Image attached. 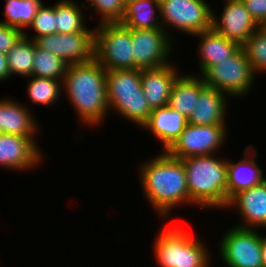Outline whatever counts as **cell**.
Returning <instances> with one entry per match:
<instances>
[{
  "label": "cell",
  "mask_w": 266,
  "mask_h": 267,
  "mask_svg": "<svg viewBox=\"0 0 266 267\" xmlns=\"http://www.w3.org/2000/svg\"><path fill=\"white\" fill-rule=\"evenodd\" d=\"M187 119L169 106L152 109L142 131L148 130L151 136L161 143L160 151H167L187 125Z\"/></svg>",
  "instance_id": "21"
},
{
  "label": "cell",
  "mask_w": 266,
  "mask_h": 267,
  "mask_svg": "<svg viewBox=\"0 0 266 267\" xmlns=\"http://www.w3.org/2000/svg\"><path fill=\"white\" fill-rule=\"evenodd\" d=\"M10 80L7 55L0 52V83Z\"/></svg>",
  "instance_id": "34"
},
{
  "label": "cell",
  "mask_w": 266,
  "mask_h": 267,
  "mask_svg": "<svg viewBox=\"0 0 266 267\" xmlns=\"http://www.w3.org/2000/svg\"><path fill=\"white\" fill-rule=\"evenodd\" d=\"M254 73L244 50L240 47L229 59L211 66L201 77L207 87L215 88L230 98H243L255 86Z\"/></svg>",
  "instance_id": "7"
},
{
  "label": "cell",
  "mask_w": 266,
  "mask_h": 267,
  "mask_svg": "<svg viewBox=\"0 0 266 267\" xmlns=\"http://www.w3.org/2000/svg\"><path fill=\"white\" fill-rule=\"evenodd\" d=\"M57 1L55 24L57 33L70 34L80 31H95V25L94 27L87 25V16L89 14L84 13L86 10L84 2L79 4V1L77 2L76 0Z\"/></svg>",
  "instance_id": "24"
},
{
  "label": "cell",
  "mask_w": 266,
  "mask_h": 267,
  "mask_svg": "<svg viewBox=\"0 0 266 267\" xmlns=\"http://www.w3.org/2000/svg\"><path fill=\"white\" fill-rule=\"evenodd\" d=\"M0 134H1V114H0Z\"/></svg>",
  "instance_id": "37"
},
{
  "label": "cell",
  "mask_w": 266,
  "mask_h": 267,
  "mask_svg": "<svg viewBox=\"0 0 266 267\" xmlns=\"http://www.w3.org/2000/svg\"><path fill=\"white\" fill-rule=\"evenodd\" d=\"M227 126L187 123L178 139L166 152L178 159L220 154V150L224 149L223 146L229 139L227 138L230 135Z\"/></svg>",
  "instance_id": "10"
},
{
  "label": "cell",
  "mask_w": 266,
  "mask_h": 267,
  "mask_svg": "<svg viewBox=\"0 0 266 267\" xmlns=\"http://www.w3.org/2000/svg\"><path fill=\"white\" fill-rule=\"evenodd\" d=\"M106 89L109 111H113L122 119L124 117L141 129L152 112L143 93L141 70L107 71Z\"/></svg>",
  "instance_id": "5"
},
{
  "label": "cell",
  "mask_w": 266,
  "mask_h": 267,
  "mask_svg": "<svg viewBox=\"0 0 266 267\" xmlns=\"http://www.w3.org/2000/svg\"><path fill=\"white\" fill-rule=\"evenodd\" d=\"M86 10L91 11L100 18L97 19L99 24L120 22L124 16L125 6L121 0H85ZM88 4V5H87Z\"/></svg>",
  "instance_id": "31"
},
{
  "label": "cell",
  "mask_w": 266,
  "mask_h": 267,
  "mask_svg": "<svg viewBox=\"0 0 266 267\" xmlns=\"http://www.w3.org/2000/svg\"><path fill=\"white\" fill-rule=\"evenodd\" d=\"M197 38L198 65L195 75L202 76L211 66L229 59L241 46L217 33L213 28L193 35Z\"/></svg>",
  "instance_id": "19"
},
{
  "label": "cell",
  "mask_w": 266,
  "mask_h": 267,
  "mask_svg": "<svg viewBox=\"0 0 266 267\" xmlns=\"http://www.w3.org/2000/svg\"><path fill=\"white\" fill-rule=\"evenodd\" d=\"M241 47L254 73H266V28L259 27Z\"/></svg>",
  "instance_id": "29"
},
{
  "label": "cell",
  "mask_w": 266,
  "mask_h": 267,
  "mask_svg": "<svg viewBox=\"0 0 266 267\" xmlns=\"http://www.w3.org/2000/svg\"><path fill=\"white\" fill-rule=\"evenodd\" d=\"M173 222V223H172ZM173 221L164 224L154 239L153 255L157 267H211L212 254L207 243L189 226ZM188 226V227H187ZM199 237V238H198Z\"/></svg>",
  "instance_id": "4"
},
{
  "label": "cell",
  "mask_w": 266,
  "mask_h": 267,
  "mask_svg": "<svg viewBox=\"0 0 266 267\" xmlns=\"http://www.w3.org/2000/svg\"><path fill=\"white\" fill-rule=\"evenodd\" d=\"M221 1L224 5L221 13L218 15L213 9L212 28L242 46L260 26L249 14L242 0Z\"/></svg>",
  "instance_id": "14"
},
{
  "label": "cell",
  "mask_w": 266,
  "mask_h": 267,
  "mask_svg": "<svg viewBox=\"0 0 266 267\" xmlns=\"http://www.w3.org/2000/svg\"><path fill=\"white\" fill-rule=\"evenodd\" d=\"M25 104L15 97L0 98L1 133L37 138L36 135L42 128L32 111L33 108Z\"/></svg>",
  "instance_id": "18"
},
{
  "label": "cell",
  "mask_w": 266,
  "mask_h": 267,
  "mask_svg": "<svg viewBox=\"0 0 266 267\" xmlns=\"http://www.w3.org/2000/svg\"><path fill=\"white\" fill-rule=\"evenodd\" d=\"M38 139L1 133L0 167L15 173L42 167L47 157Z\"/></svg>",
  "instance_id": "12"
},
{
  "label": "cell",
  "mask_w": 266,
  "mask_h": 267,
  "mask_svg": "<svg viewBox=\"0 0 266 267\" xmlns=\"http://www.w3.org/2000/svg\"><path fill=\"white\" fill-rule=\"evenodd\" d=\"M34 41L38 48L54 53L68 65L94 59L95 31L50 34Z\"/></svg>",
  "instance_id": "13"
},
{
  "label": "cell",
  "mask_w": 266,
  "mask_h": 267,
  "mask_svg": "<svg viewBox=\"0 0 266 267\" xmlns=\"http://www.w3.org/2000/svg\"><path fill=\"white\" fill-rule=\"evenodd\" d=\"M258 148L248 144L243 150V158L238 161L228 159L227 163V204L241 191L262 183L266 177L262 166L258 164Z\"/></svg>",
  "instance_id": "15"
},
{
  "label": "cell",
  "mask_w": 266,
  "mask_h": 267,
  "mask_svg": "<svg viewBox=\"0 0 266 267\" xmlns=\"http://www.w3.org/2000/svg\"><path fill=\"white\" fill-rule=\"evenodd\" d=\"M25 79L27 80V86L24 91H26L27 99L29 98L28 101L30 100L32 104L54 107L61 101L60 99L63 96L61 80L40 78L33 75Z\"/></svg>",
  "instance_id": "25"
},
{
  "label": "cell",
  "mask_w": 266,
  "mask_h": 267,
  "mask_svg": "<svg viewBox=\"0 0 266 267\" xmlns=\"http://www.w3.org/2000/svg\"><path fill=\"white\" fill-rule=\"evenodd\" d=\"M55 24L56 2L51 3V5H46L43 2L34 17L32 24L28 28V30L30 29L34 32L33 36L27 33V30L24 32V36L35 40L38 37L57 34V27Z\"/></svg>",
  "instance_id": "30"
},
{
  "label": "cell",
  "mask_w": 266,
  "mask_h": 267,
  "mask_svg": "<svg viewBox=\"0 0 266 267\" xmlns=\"http://www.w3.org/2000/svg\"><path fill=\"white\" fill-rule=\"evenodd\" d=\"M181 159L187 179L189 198L195 207L225 210L227 206V163L222 154ZM204 208V209H203ZM216 209V210H215Z\"/></svg>",
  "instance_id": "3"
},
{
  "label": "cell",
  "mask_w": 266,
  "mask_h": 267,
  "mask_svg": "<svg viewBox=\"0 0 266 267\" xmlns=\"http://www.w3.org/2000/svg\"><path fill=\"white\" fill-rule=\"evenodd\" d=\"M24 36L18 28L10 27L0 21V52L7 54L9 50Z\"/></svg>",
  "instance_id": "32"
},
{
  "label": "cell",
  "mask_w": 266,
  "mask_h": 267,
  "mask_svg": "<svg viewBox=\"0 0 266 267\" xmlns=\"http://www.w3.org/2000/svg\"><path fill=\"white\" fill-rule=\"evenodd\" d=\"M68 64L50 51L35 47L32 75L63 80Z\"/></svg>",
  "instance_id": "28"
},
{
  "label": "cell",
  "mask_w": 266,
  "mask_h": 267,
  "mask_svg": "<svg viewBox=\"0 0 266 267\" xmlns=\"http://www.w3.org/2000/svg\"><path fill=\"white\" fill-rule=\"evenodd\" d=\"M225 209L238 210L236 214L240 217V223L235 226L266 231V179L234 195Z\"/></svg>",
  "instance_id": "16"
},
{
  "label": "cell",
  "mask_w": 266,
  "mask_h": 267,
  "mask_svg": "<svg viewBox=\"0 0 266 267\" xmlns=\"http://www.w3.org/2000/svg\"><path fill=\"white\" fill-rule=\"evenodd\" d=\"M120 23L130 29L162 28L159 0H136L125 6Z\"/></svg>",
  "instance_id": "23"
},
{
  "label": "cell",
  "mask_w": 266,
  "mask_h": 267,
  "mask_svg": "<svg viewBox=\"0 0 266 267\" xmlns=\"http://www.w3.org/2000/svg\"><path fill=\"white\" fill-rule=\"evenodd\" d=\"M163 28L132 29L134 69H152L172 63L175 41Z\"/></svg>",
  "instance_id": "11"
},
{
  "label": "cell",
  "mask_w": 266,
  "mask_h": 267,
  "mask_svg": "<svg viewBox=\"0 0 266 267\" xmlns=\"http://www.w3.org/2000/svg\"><path fill=\"white\" fill-rule=\"evenodd\" d=\"M42 3V0H6L2 12L5 20L1 22L25 32L32 24Z\"/></svg>",
  "instance_id": "26"
},
{
  "label": "cell",
  "mask_w": 266,
  "mask_h": 267,
  "mask_svg": "<svg viewBox=\"0 0 266 267\" xmlns=\"http://www.w3.org/2000/svg\"><path fill=\"white\" fill-rule=\"evenodd\" d=\"M121 1H122L123 5L126 6V5H128L129 3L134 2V1H136V0H121Z\"/></svg>",
  "instance_id": "36"
},
{
  "label": "cell",
  "mask_w": 266,
  "mask_h": 267,
  "mask_svg": "<svg viewBox=\"0 0 266 267\" xmlns=\"http://www.w3.org/2000/svg\"><path fill=\"white\" fill-rule=\"evenodd\" d=\"M179 71V72H178ZM182 70L175 63L141 70V83L146 101L151 109L168 106L171 90Z\"/></svg>",
  "instance_id": "17"
},
{
  "label": "cell",
  "mask_w": 266,
  "mask_h": 267,
  "mask_svg": "<svg viewBox=\"0 0 266 267\" xmlns=\"http://www.w3.org/2000/svg\"><path fill=\"white\" fill-rule=\"evenodd\" d=\"M141 192L159 220L172 219L175 209L195 206L190 198L186 173L181 159L170 156L166 151L138 163ZM191 204V205H189ZM179 206V207H178Z\"/></svg>",
  "instance_id": "1"
},
{
  "label": "cell",
  "mask_w": 266,
  "mask_h": 267,
  "mask_svg": "<svg viewBox=\"0 0 266 267\" xmlns=\"http://www.w3.org/2000/svg\"><path fill=\"white\" fill-rule=\"evenodd\" d=\"M249 14L260 27L266 24V0H242Z\"/></svg>",
  "instance_id": "33"
},
{
  "label": "cell",
  "mask_w": 266,
  "mask_h": 267,
  "mask_svg": "<svg viewBox=\"0 0 266 267\" xmlns=\"http://www.w3.org/2000/svg\"><path fill=\"white\" fill-rule=\"evenodd\" d=\"M263 230L233 225L218 240V258L225 267H263L261 233Z\"/></svg>",
  "instance_id": "9"
},
{
  "label": "cell",
  "mask_w": 266,
  "mask_h": 267,
  "mask_svg": "<svg viewBox=\"0 0 266 267\" xmlns=\"http://www.w3.org/2000/svg\"><path fill=\"white\" fill-rule=\"evenodd\" d=\"M261 251L263 267H266V232L264 231L261 234Z\"/></svg>",
  "instance_id": "35"
},
{
  "label": "cell",
  "mask_w": 266,
  "mask_h": 267,
  "mask_svg": "<svg viewBox=\"0 0 266 267\" xmlns=\"http://www.w3.org/2000/svg\"><path fill=\"white\" fill-rule=\"evenodd\" d=\"M227 99H230L227 94L206 86L200 92L187 122L195 125H228L226 120L230 105Z\"/></svg>",
  "instance_id": "20"
},
{
  "label": "cell",
  "mask_w": 266,
  "mask_h": 267,
  "mask_svg": "<svg viewBox=\"0 0 266 267\" xmlns=\"http://www.w3.org/2000/svg\"><path fill=\"white\" fill-rule=\"evenodd\" d=\"M205 87L206 84L201 76L191 71L182 73L174 82L168 106L188 119L194 110L200 92Z\"/></svg>",
  "instance_id": "22"
},
{
  "label": "cell",
  "mask_w": 266,
  "mask_h": 267,
  "mask_svg": "<svg viewBox=\"0 0 266 267\" xmlns=\"http://www.w3.org/2000/svg\"><path fill=\"white\" fill-rule=\"evenodd\" d=\"M208 1L159 0L162 28L173 41H175L174 33L177 34V32H183L192 37L212 29L213 7Z\"/></svg>",
  "instance_id": "6"
},
{
  "label": "cell",
  "mask_w": 266,
  "mask_h": 267,
  "mask_svg": "<svg viewBox=\"0 0 266 267\" xmlns=\"http://www.w3.org/2000/svg\"><path fill=\"white\" fill-rule=\"evenodd\" d=\"M36 43L33 39L23 36L6 54L10 78L32 76L33 58ZM15 75V76H14Z\"/></svg>",
  "instance_id": "27"
},
{
  "label": "cell",
  "mask_w": 266,
  "mask_h": 267,
  "mask_svg": "<svg viewBox=\"0 0 266 267\" xmlns=\"http://www.w3.org/2000/svg\"><path fill=\"white\" fill-rule=\"evenodd\" d=\"M106 69L94 58L68 65L62 80L63 95L74 109L77 120L87 128H101L109 113ZM100 126V127H99Z\"/></svg>",
  "instance_id": "2"
},
{
  "label": "cell",
  "mask_w": 266,
  "mask_h": 267,
  "mask_svg": "<svg viewBox=\"0 0 266 267\" xmlns=\"http://www.w3.org/2000/svg\"><path fill=\"white\" fill-rule=\"evenodd\" d=\"M132 29L120 22L95 24L94 58L106 71L134 69Z\"/></svg>",
  "instance_id": "8"
}]
</instances>
